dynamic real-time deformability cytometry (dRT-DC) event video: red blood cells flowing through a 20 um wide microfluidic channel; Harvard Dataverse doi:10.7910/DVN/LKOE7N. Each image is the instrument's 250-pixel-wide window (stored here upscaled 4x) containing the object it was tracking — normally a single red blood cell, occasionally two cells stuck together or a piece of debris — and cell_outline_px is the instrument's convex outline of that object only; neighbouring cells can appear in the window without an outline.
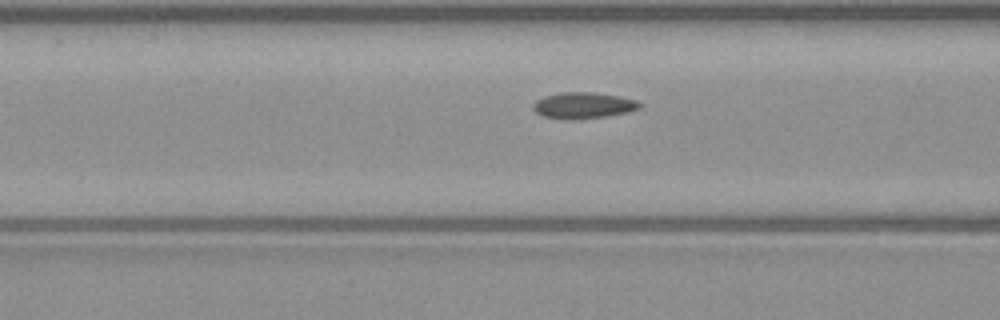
{"species": "common noctule bat (a hibernating species)", "species_latin": "Nyctalus noctula", "temperature_condition": "warm", "stored_images_in_passage": 47, "camera_frame_rate_fps": 3000, "um_per_image_px": 0.085, "animal": {"sex": "male", "body_mass_g": 23.1, "forearm_length_mm": 52.7}, "frame": {"image": 1, "passage_image": 16, "time_ms": 5.0, "image_size_px": [1000, 320], "cell_outline_px": [[644, 104], [640, 108], [628, 112], [604, 116], [572, 120], [564, 120], [544, 116], [536, 112], [532, 108], [532, 104], [536, 100], [544, 96], [560, 92], [596, 92], [620, 96], [636, 100]], "centroid_in_image_um": [49.58, 8.95], "position_along_channel_um": 117.0, "area_um2": 16.47}}
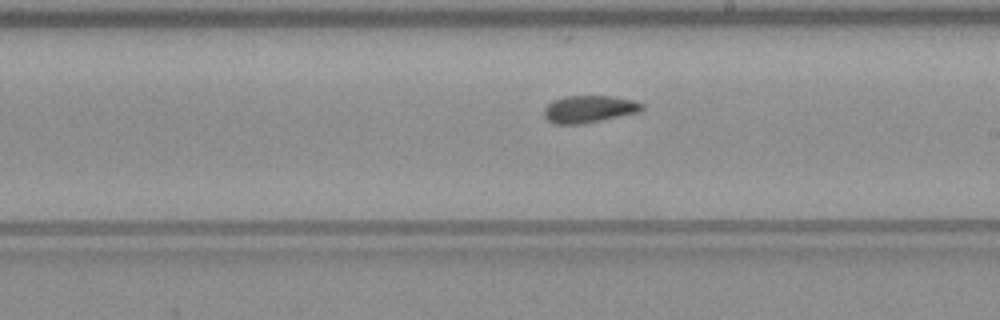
{"frame": {"image": 2, "passage_image": 25, "time_ms": 8.0, "image_size_px": [1000, 320], "cell_outline_px": [[644, 108], [640, 112], [580, 124], [556, 124], [548, 120], [544, 116], [544, 108], [552, 100], [564, 96], [612, 96], [632, 100], [644, 104]], "centroid_in_image_um": [50.06, 9.26], "position_along_channel_um": 238.9, "area_um2": 15.49}}
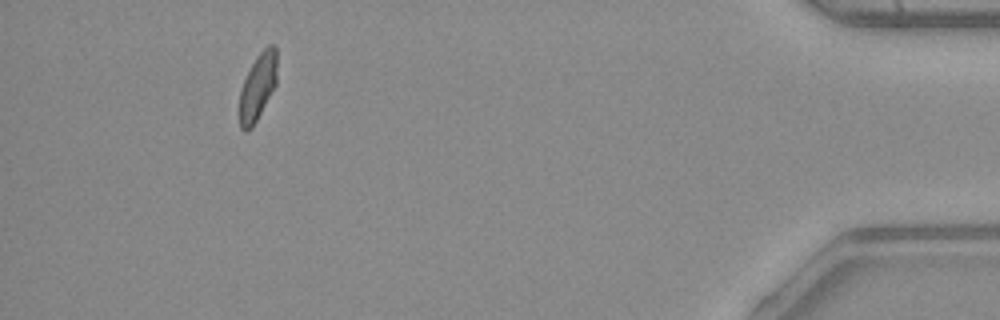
{"frame": {"image": 3, "passage_image": 43, "time_ms": 14.0, "image_size_px": [1000, 320], "cell_outline_px": [[276, 84], [252, 128], [244, 132], [240, 128], [240, 88], [256, 56], [268, 44], [276, 44]], "centroid_in_image_um": [21.91, 7.36], "position_along_channel_um": 413.3, "area_um2": 14.45}, "authors_computed_cell_mechanics": {"area_um2": 15.606, "velocity_mm_per_s": 4.0615, "shape_relaxation_time_tau1_ms": null, "shape_relaxation_time_tau2_ms": 8.0615, "deformation_change_tau1": null, "deformation_change_tau2": 0.1184}}